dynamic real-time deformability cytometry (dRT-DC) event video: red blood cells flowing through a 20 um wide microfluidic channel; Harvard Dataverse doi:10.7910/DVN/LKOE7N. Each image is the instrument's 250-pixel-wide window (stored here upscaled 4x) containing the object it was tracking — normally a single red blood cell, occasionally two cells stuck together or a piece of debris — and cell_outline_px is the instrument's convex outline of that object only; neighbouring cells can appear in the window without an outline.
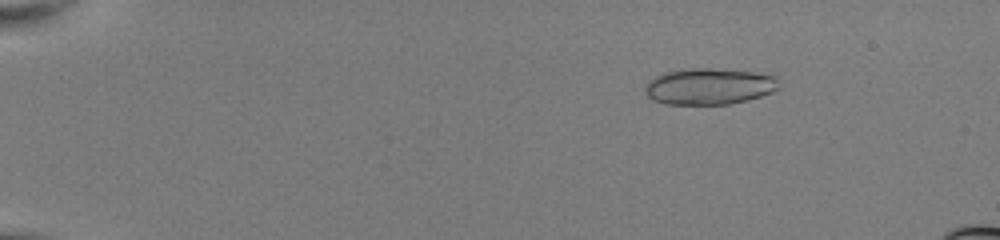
{"species": "common noctule bat (a hibernating species)", "species_latin": "Nyctalus noctula", "temperature_condition": "room temperature", "stored_images_in_passage": 44, "camera_frame_rate_fps": 3000, "um_per_image_px": 0.085, "animal": {"sex": "female", "body_mass_g": 22.0, "forearm_length_mm": 56.7}, "frame": {"image": 1, "passage_image": 1, "time_ms": 0.0, "image_size_px": [1000, 240], "cell_outline_px": [[780, 88], [772, 92], [748, 100], [728, 104], [664, 104], [652, 100], [644, 92], [644, 84], [648, 80], [664, 72], [688, 68], [708, 68], [752, 72], [772, 76], [780, 84]], "centroid_in_image_um": [60.22, 7.35], "position_along_channel_um": 24.8, "area_um2": 28.38}, "authors_computed_cell_mechanics": {"area_um2": 28.1486, "velocity_mm_per_s": 4.0638, "shape_relaxation_time_tau1_ms": 1.7463, "shape_relaxation_time_tau2_ms": 1.4868, "deformation_change_tau1": 0.3081, "deformation_change_tau2": 0.0777}}